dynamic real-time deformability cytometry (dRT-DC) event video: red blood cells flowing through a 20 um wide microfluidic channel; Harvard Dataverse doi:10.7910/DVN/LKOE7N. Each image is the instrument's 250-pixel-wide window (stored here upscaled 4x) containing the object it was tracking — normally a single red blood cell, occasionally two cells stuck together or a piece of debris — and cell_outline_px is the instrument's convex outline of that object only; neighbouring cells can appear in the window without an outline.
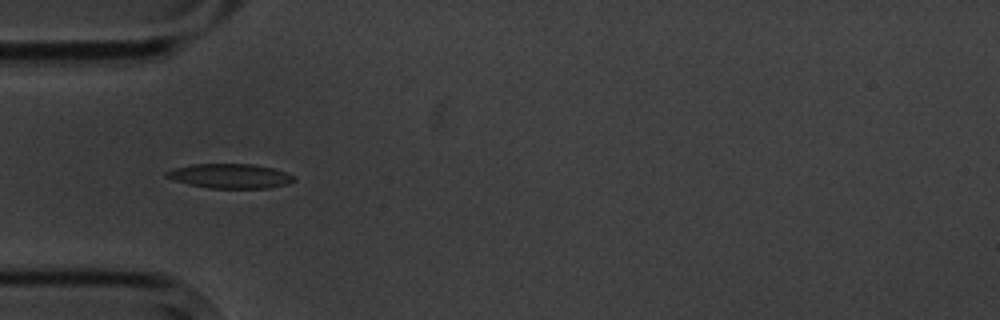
{"species": "common noctule bat (a hibernating species)", "species_latin": "Nyctalus noctula", "temperature_condition": "cold", "stored_images_in_passage": 6, "camera_frame_rate_fps": 3000, "um_per_image_px": 0.085, "animal": {"sex": "male", "body_mass_g": 20.1, "forearm_length_mm": 53.5}, "frame": {"image": 1, "passage_image": 2, "time_ms": 1.0, "image_size_px": [1000, 320], "cell_outline_px": [[296, 180], [288, 184], [268, 188], [208, 188], [188, 184], [172, 180], [164, 176], [164, 172], [172, 168], [192, 164], [252, 164], [272, 168], [284, 172], [292, 176]], "centroid_in_image_um": [19.49, 14.96], "position_along_channel_um": 65.5, "area_um2": 18.26}}
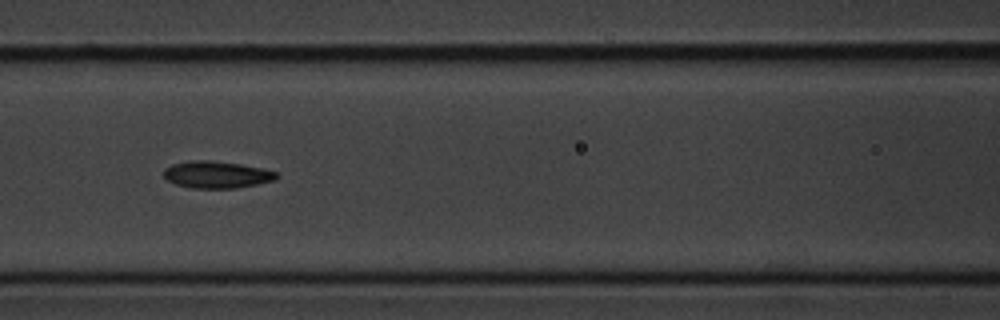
{"frame": {"image": 2, "passage_image": 4, "time_ms": 3.333, "image_size_px": [1000, 320], "cell_outline_px": [[280, 176], [276, 180], [236, 188], [192, 188], [176, 184], [164, 180], [164, 168], [172, 164], [192, 160], [208, 160], [240, 164], [260, 168], [276, 172]], "centroid_in_image_um": [18.39, 14.85], "position_along_channel_um": 148.2, "area_um2": 17.74}}
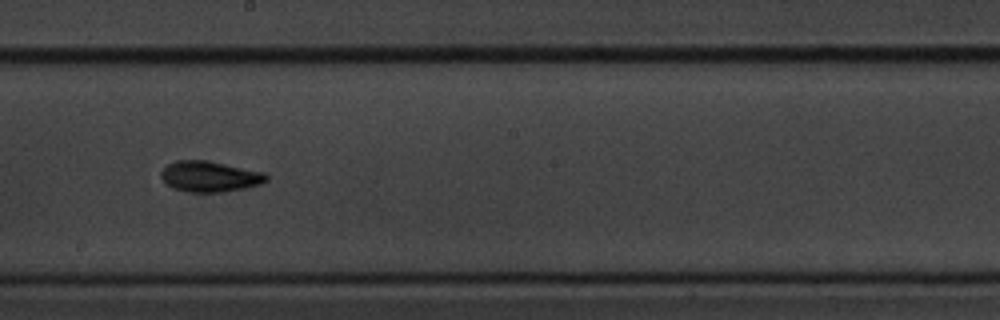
{"frame": {"image": 3, "passage_image": 6, "time_ms": 5.667, "image_size_px": [1000, 320], "cell_outline_px": [[268, 180], [260, 184], [248, 188], [224, 192], [192, 192], [172, 188], [160, 176], [160, 172], [168, 164], [176, 160], [204, 160], [264, 172], [268, 176]], "centroid_in_image_um": [17.84, 15.01], "position_along_channel_um": 230.4, "area_um2": 18.79}}